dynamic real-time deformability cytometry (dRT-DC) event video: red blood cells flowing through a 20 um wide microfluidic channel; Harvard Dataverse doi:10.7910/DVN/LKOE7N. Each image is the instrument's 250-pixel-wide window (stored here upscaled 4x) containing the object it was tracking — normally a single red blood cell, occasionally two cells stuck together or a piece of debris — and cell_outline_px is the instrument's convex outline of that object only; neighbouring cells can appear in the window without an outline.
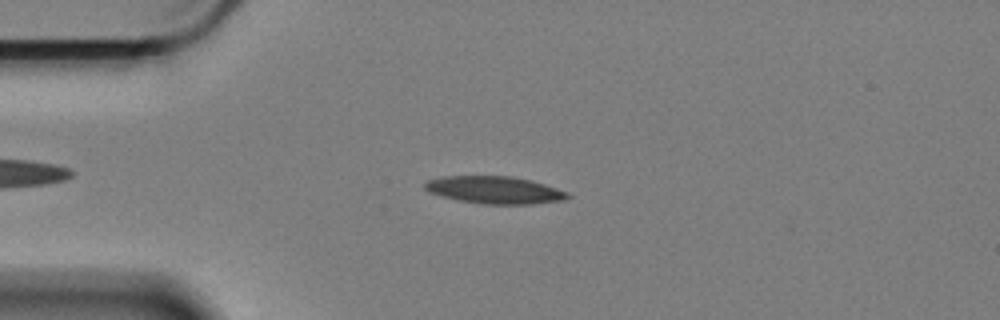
{"species": "Egyptian fruit bat (a non-hibernating species)", "species_latin": "Rousettus aegyptiacus", "temperature_condition": "cold", "stored_images_in_passage": 50, "camera_frame_rate_fps": 3000, "um_per_image_px": 0.085, "animal": {"sex": "female"}, "frame": {"image": 1, "passage_image": 10, "time_ms": 3.0, "image_size_px": [1000, 320], "cell_outline_px": [[572, 196], [564, 200], [532, 204], [484, 204], [460, 200], [444, 196], [432, 192], [424, 188], [424, 184], [428, 180], [444, 176], [512, 176], [532, 180], [568, 192]], "centroid_in_image_um": [42.1, 16.14], "position_along_channel_um": 42.9, "area_um2": 22.6}}
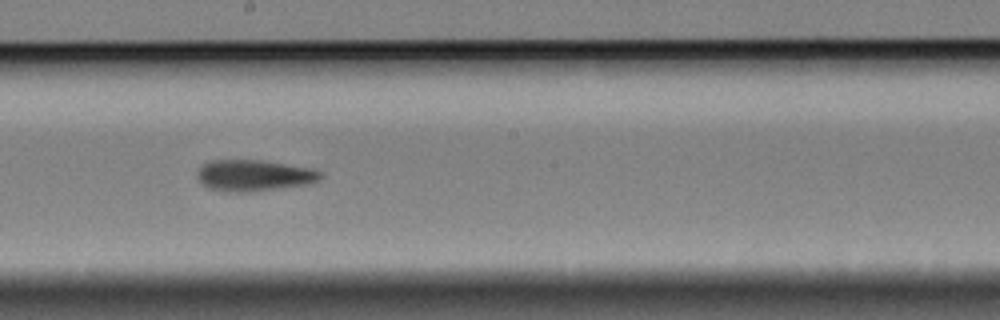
{"frame": {"image": 2, "passage_image": 28, "time_ms": 9.0, "image_size_px": [1000, 320], "cell_outline_px": [[324, 176], [320, 180], [312, 184], [248, 192], [232, 192], [208, 188], [196, 176], [196, 172], [200, 164], [208, 160], [260, 160], [312, 168], [320, 172]], "centroid_in_image_um": [21.59, 14.91], "position_along_channel_um": 226.6, "area_um2": 22.72}}
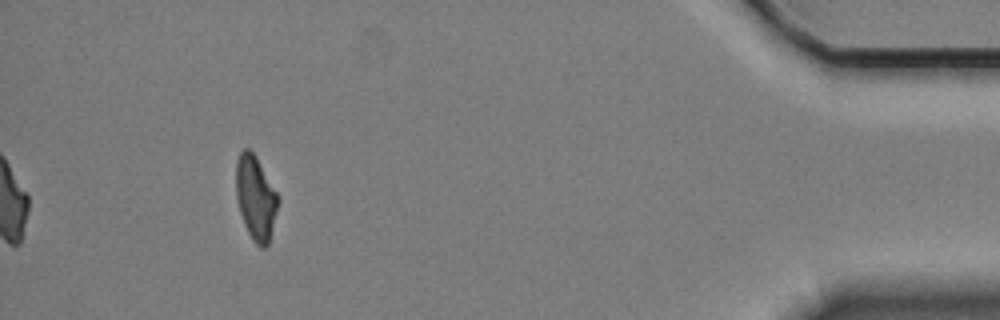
{"frame": {"image": 3, "passage_image": 50, "time_ms": 16.333, "image_size_px": [1000, 320], "cell_outline_px": [[280, 200], [268, 244], [264, 248], [260, 248], [252, 240], [244, 224], [240, 212], [236, 196], [236, 160], [240, 152], [244, 148], [248, 148], [256, 156], [276, 192]], "centroid_in_image_um": [21.72, 16.82], "position_along_channel_um": 413.5, "area_um2": 20.52}, "authors_computed_cell_mechanics": {"area_um2": 22.1374, "velocity_mm_per_s": 3.3831, "shape_relaxation_time_tau1_ms": 7.168, "shape_relaxation_time_tau2_ms": 3.9293, "deformation_change_tau1": 0.1863, "deformation_change_tau2": 0.1251}}